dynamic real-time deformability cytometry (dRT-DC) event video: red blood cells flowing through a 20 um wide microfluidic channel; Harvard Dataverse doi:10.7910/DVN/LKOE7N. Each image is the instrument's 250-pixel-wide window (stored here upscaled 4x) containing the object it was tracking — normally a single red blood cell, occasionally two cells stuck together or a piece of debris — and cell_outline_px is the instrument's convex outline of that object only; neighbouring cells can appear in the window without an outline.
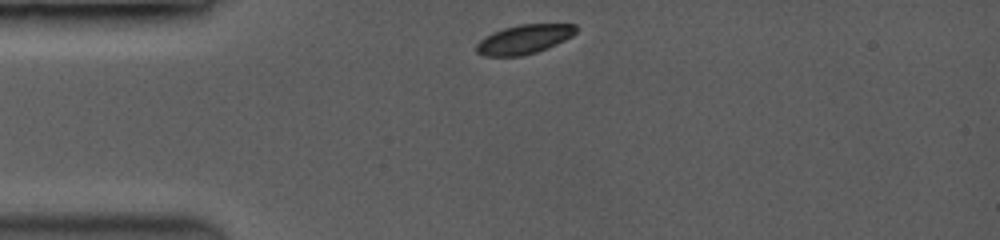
{"species": "common noctule bat (a hibernating species)", "species_latin": "Nyctalus noctula", "temperature_condition": "room temperature", "stored_images_in_passage": 38, "camera_frame_rate_fps": 3500, "um_per_image_px": 0.085, "animal": {"sex": "female", "body_mass_g": 19.0, "forearm_length_mm": 53.3}, "frame": {"image": 1, "passage_image": 1, "time_ms": 0.0, "image_size_px": [1000, 240], "cell_outline_px": [[576, 32], [572, 36], [564, 40], [536, 52], [520, 56], [488, 56], [476, 52], [476, 44], [480, 40], [492, 32], [504, 28], [520, 24], [576, 24]], "centroid_in_image_um": [44.53, 3.33], "position_along_channel_um": 40.5, "area_um2": 16.7}}
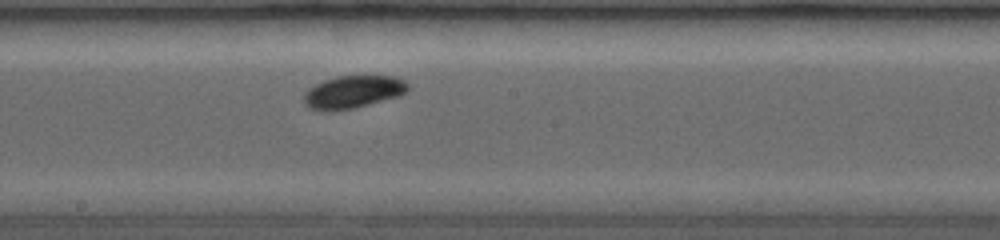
{"frame": {"image": 2, "passage_image": 19, "time_ms": 5.143, "image_size_px": [1000, 240], "cell_outline_px": [[408, 88], [404, 92], [396, 96], [352, 108], [312, 108], [304, 100], [304, 96], [316, 84], [324, 80], [336, 76], [392, 76], [404, 80], [408, 84]], "centroid_in_image_um": [30.07, 7.75], "position_along_channel_um": 218.1, "area_um2": 18.5}}
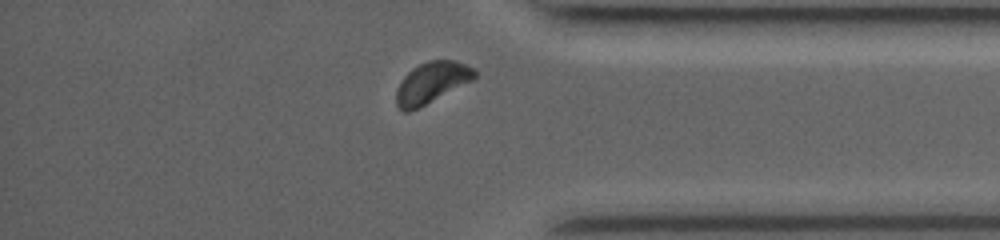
{"frame": {"image": 3, "passage_image": 35, "time_ms": 9.714, "image_size_px": [1000, 240], "cell_outline_px": [[476, 76], [472, 80], [420, 108], [408, 112], [404, 112], [396, 104], [396, 88], [404, 76], [412, 68], [420, 64], [432, 60], [456, 60], [472, 68], [476, 72]], "centroid_in_image_um": [36.66, 7.04], "position_along_channel_um": 398.5, "area_um2": 18.67}, "authors_computed_cell_mechanics": {"area_um2": 18.6405, "velocity_mm_per_s": 3.9951, "shape_relaxation_time_tau1_ms": 1.2258, "shape_relaxation_time_tau2_ms": null, "deformation_change_tau1": 0.0689, "deformation_change_tau2": null}}